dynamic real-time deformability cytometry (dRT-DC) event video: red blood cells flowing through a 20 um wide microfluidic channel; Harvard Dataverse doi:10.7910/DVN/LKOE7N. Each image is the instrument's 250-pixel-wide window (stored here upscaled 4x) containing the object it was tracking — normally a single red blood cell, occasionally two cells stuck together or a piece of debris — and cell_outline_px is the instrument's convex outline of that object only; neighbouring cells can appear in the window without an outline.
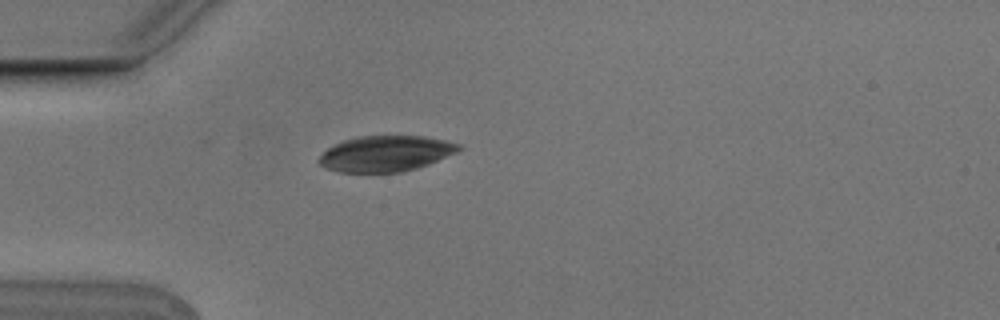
{"species": "Egyptian fruit bat (a non-hibernating species)", "species_latin": "Rousettus aegyptiacus", "temperature_condition": "cold", "stored_images_in_passage": 1, "camera_frame_rate_fps": 3000, "um_per_image_px": 0.085, "animal": {"sex": "male"}, "frame": {"image": 1, "passage_image": 1, "time_ms": 0.0, "image_size_px": [1000, 320], "cell_outline_px": [[464, 148], [456, 152], [428, 164], [416, 168], [400, 172], [340, 172], [328, 168], [320, 164], [316, 160], [328, 148], [344, 140], [356, 136], [424, 136], [444, 140], [460, 144]], "centroid_in_image_um": [32.79, 13.05], "position_along_channel_um": 52.2, "area_um2": 28.9}}